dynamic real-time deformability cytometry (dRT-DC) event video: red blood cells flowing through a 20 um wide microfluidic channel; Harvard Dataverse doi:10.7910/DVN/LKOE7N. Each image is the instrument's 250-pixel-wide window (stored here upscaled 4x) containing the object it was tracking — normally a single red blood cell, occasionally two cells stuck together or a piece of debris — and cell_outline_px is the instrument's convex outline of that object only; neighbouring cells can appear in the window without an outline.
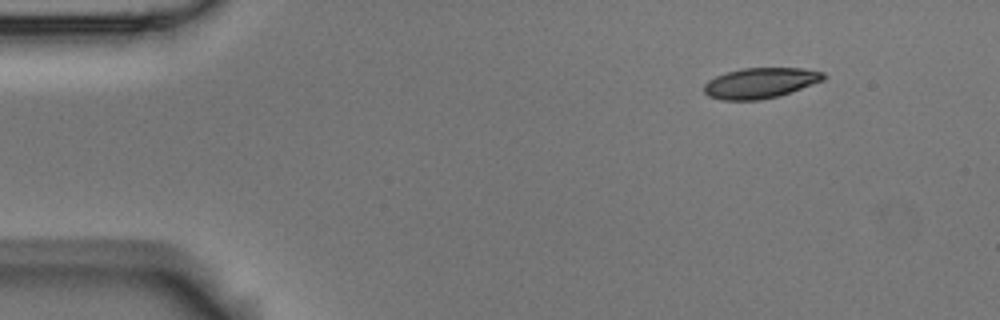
{"species": "Egyptian fruit bat (a non-hibernating species)", "species_latin": "Rousettus aegyptiacus", "temperature_condition": "room temperature", "stored_images_in_passage": 6, "camera_frame_rate_fps": 3000, "um_per_image_px": 0.085, "animal": {"sex": "male"}, "frame": {"image": 1, "passage_image": 1, "time_ms": 0.0, "image_size_px": [1000, 320], "cell_outline_px": [[828, 76], [824, 80], [780, 96], [760, 100], [720, 100], [708, 96], [704, 92], [704, 84], [708, 80], [716, 76], [728, 72], [744, 68], [804, 68], [824, 72]], "centroid_in_image_um": [64.65, 7.06], "position_along_channel_um": 20.3, "area_um2": 21.39}}
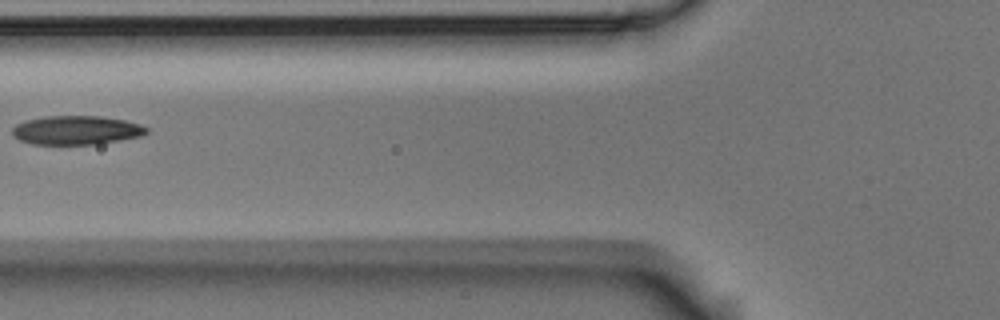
{"frame": {"image": 2, "passage_image": 5, "time_ms": 1.333, "image_size_px": [1000, 320], "cell_outline_px": [[148, 132], [140, 136], [96, 144], [32, 144], [20, 140], [12, 136], [12, 128], [16, 124], [24, 120], [44, 116], [100, 116], [124, 120], [140, 124], [148, 128]], "centroid_in_image_um": [6.44, 11.06], "position_along_channel_um": 119.4, "area_um2": 22.6}}
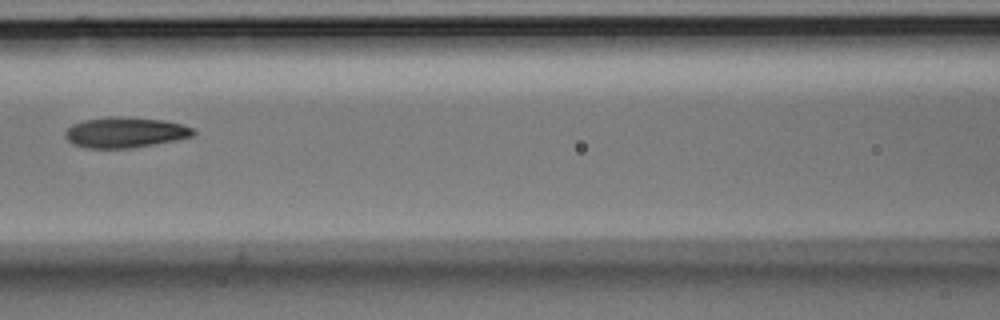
{"frame": {"image": 3, "passage_image": 6, "time_ms": 1.667, "image_size_px": [1000, 320], "cell_outline_px": [[196, 132], [192, 136], [176, 140], [132, 148], [84, 148], [72, 144], [64, 136], [64, 132], [72, 124], [84, 120], [116, 116], [120, 116], [164, 120], [196, 128]], "centroid_in_image_um": [10.63, 11.26], "position_along_channel_um": 156.0, "area_um2": 22.89}}